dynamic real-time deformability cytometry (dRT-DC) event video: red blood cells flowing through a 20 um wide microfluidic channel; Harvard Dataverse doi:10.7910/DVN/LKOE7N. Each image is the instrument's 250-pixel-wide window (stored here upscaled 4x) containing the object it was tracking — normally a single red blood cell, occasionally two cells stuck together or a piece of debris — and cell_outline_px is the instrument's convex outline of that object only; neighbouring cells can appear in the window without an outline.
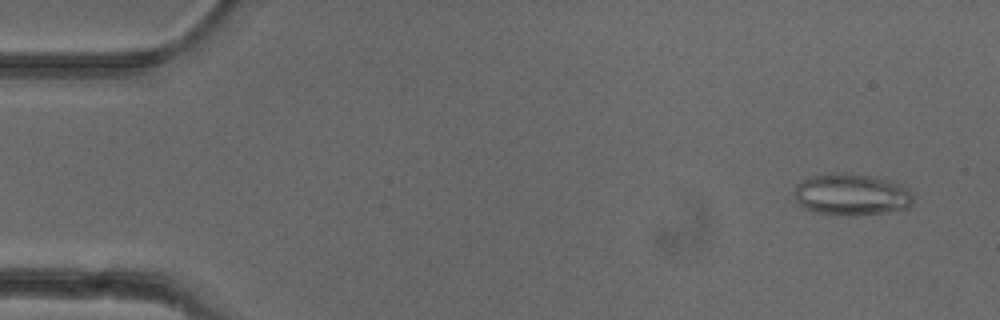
{"species": "common noctule bat (a hibernating species)", "species_latin": "Nyctalus noctula", "temperature_condition": "cold", "stored_images_in_passage": 52, "camera_frame_rate_fps": 3000, "um_per_image_px": 0.085, "animal": {"sex": "female"}, "frame": {"image": 1, "passage_image": 3, "time_ms": 0.667, "image_size_px": [1000, 320], "cell_outline_px": [[912, 204], [908, 208], [884, 212], [856, 216], [840, 216], [812, 212], [804, 208], [796, 200], [792, 192], [796, 184], [812, 176], [868, 176], [892, 180], [908, 188], [912, 196]], "centroid_in_image_um": [72.37, 16.6], "position_along_channel_um": 12.6, "area_um2": 28.38}}
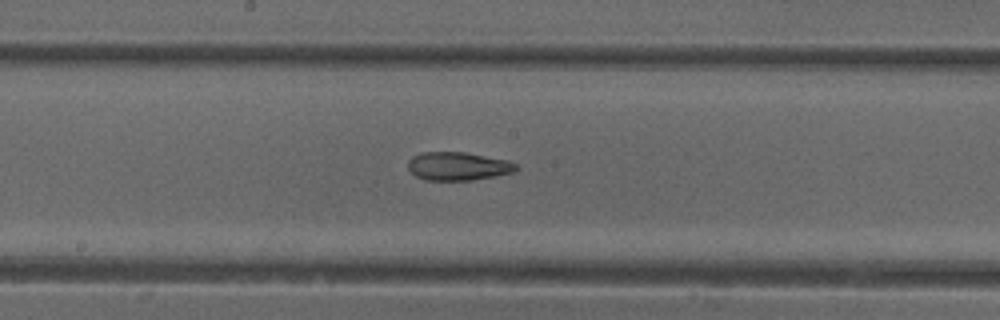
{"frame": {"image": 2, "passage_image": 27, "time_ms": 8.667, "image_size_px": [1000, 320], "cell_outline_px": [[520, 168], [516, 172], [496, 176], [472, 180], [424, 180], [416, 176], [408, 168], [408, 160], [412, 156], [424, 152], [464, 152], [508, 160], [516, 164]], "centroid_in_image_um": [38.96, 14.13], "position_along_channel_um": 209.2, "area_um2": 17.98}}
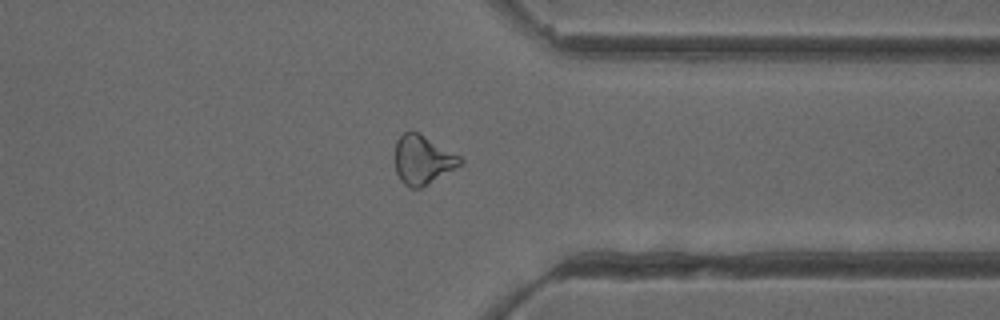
{"frame": {"image": 3, "passage_image": 40, "time_ms": 13.0, "image_size_px": [1000, 320], "cell_outline_px": [[464, 160], [460, 164], [420, 188], [412, 188], [404, 184], [400, 180], [396, 172], [396, 140], [404, 132], [420, 132], [460, 156]], "centroid_in_image_um": [35.91, 13.56], "position_along_channel_um": 375.5, "area_um2": 18.21}, "authors_computed_cell_mechanics": {"area_um2": 19.5653, "velocity_mm_per_s": 3.9497, "shape_relaxation_time_tau1_ms": null, "shape_relaxation_time_tau2_ms": 4.4644, "deformation_change_tau1": null, "deformation_change_tau2": 0.114}}